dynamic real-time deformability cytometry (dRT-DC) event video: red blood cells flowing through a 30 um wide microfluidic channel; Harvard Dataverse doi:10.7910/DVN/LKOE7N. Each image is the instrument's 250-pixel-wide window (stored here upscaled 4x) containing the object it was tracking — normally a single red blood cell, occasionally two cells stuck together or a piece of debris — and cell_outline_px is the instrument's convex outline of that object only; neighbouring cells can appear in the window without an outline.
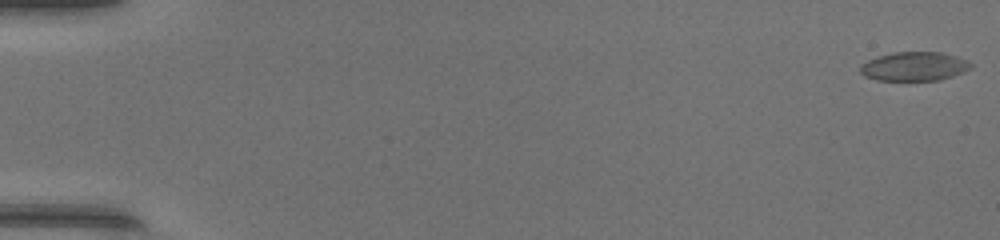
{"species": "common noctule bat (a hibernating species)", "species_latin": "Nyctalus noctula", "temperature_condition": "warm", "stored_images_in_passage": 49, "camera_frame_rate_fps": 3000, "um_per_image_px": 0.085, "animal": {"sex": "female", "body_mass_g": 17.0, "forearm_length_mm": 48.0}, "frame": {"image": 1, "passage_image": 1, "time_ms": 0.0, "image_size_px": [1000, 240], "cell_outline_px": [[972, 68], [952, 76], [940, 80], [876, 80], [864, 76], [860, 72], [860, 64], [868, 60], [892, 52], [940, 52], [956, 56], [968, 60], [972, 64]], "centroid_in_image_um": [77.71, 5.64], "position_along_channel_um": 7.3, "area_um2": 18.67}}
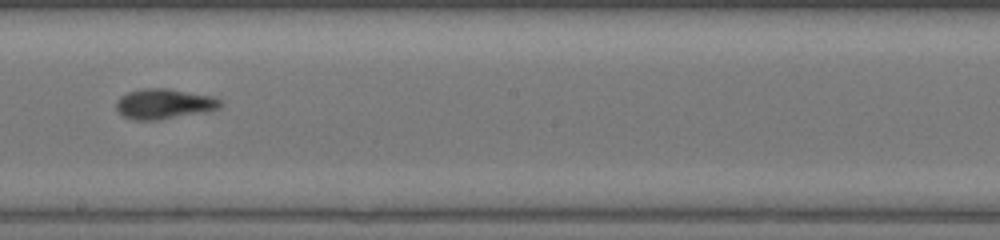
{"frame": {"image": 2, "passage_image": 29, "time_ms": 9.333, "image_size_px": [1000, 240], "cell_outline_px": [[224, 104], [220, 108], [204, 112], [156, 120], [132, 120], [124, 116], [116, 108], [116, 100], [120, 96], [128, 92], [144, 88], [168, 88], [212, 96], [220, 100]], "centroid_in_image_um": [13.94, 8.82], "position_along_channel_um": 234.3, "area_um2": 18.32}}
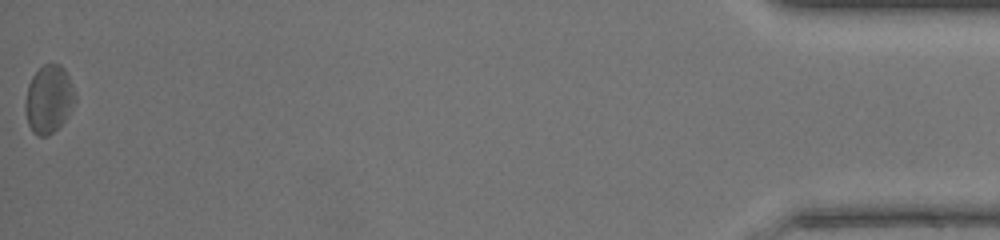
{"frame": {"image": 3, "passage_image": 49, "time_ms": 16.0, "image_size_px": [1000, 240], "cell_outline_px": [[76, 100], [68, 116], [48, 136], [40, 136], [32, 132], [28, 124], [24, 108], [24, 104], [28, 84], [32, 76], [44, 64], [60, 64], [64, 68], [76, 92]], "centroid_in_image_um": [4.14, 8.43], "position_along_channel_um": 431.1, "area_um2": 19.77}, "authors_computed_cell_mechanics": {"area_um2": 18.496, "velocity_mm_per_s": 4.3716, "shape_relaxation_time_tau1_ms": 2.9703, "shape_relaxation_time_tau2_ms": 2.9049, "deformation_change_tau1": 0.121, "deformation_change_tau2": 0.1093}}